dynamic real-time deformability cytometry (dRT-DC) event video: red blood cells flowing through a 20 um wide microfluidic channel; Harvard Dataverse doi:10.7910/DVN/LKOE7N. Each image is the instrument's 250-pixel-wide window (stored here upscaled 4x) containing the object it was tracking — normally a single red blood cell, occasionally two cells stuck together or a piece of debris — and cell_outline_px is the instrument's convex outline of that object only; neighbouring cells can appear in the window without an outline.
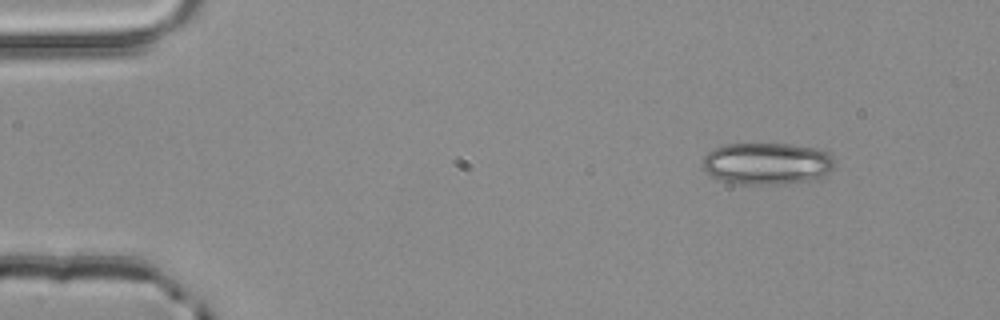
{"species": "common noctule bat (a hibernating species)", "species_latin": "Nyctalus noctula", "temperature_condition": "room temperature", "stored_images_in_passage": 3, "segment_of_instrument_passage": [1, 2], "camera_frame_rate_fps": 3000, "um_per_image_px": 0.085, "animal": {"sex": "male", "body_mass_g": 20.4}, "frame": {"image": 1, "passage_image": 1, "time_ms": 0.0, "image_size_px": [1000, 320], "cell_outline_px": [[836, 164], [820, 180], [788, 184], [736, 184], [720, 180], [712, 176], [704, 168], [704, 156], [712, 148], [724, 144], [792, 144], [820, 148], [828, 152], [836, 160]], "centroid_in_image_um": [65.27, 13.91], "position_along_channel_um": 19.7, "area_um2": 32.95}}